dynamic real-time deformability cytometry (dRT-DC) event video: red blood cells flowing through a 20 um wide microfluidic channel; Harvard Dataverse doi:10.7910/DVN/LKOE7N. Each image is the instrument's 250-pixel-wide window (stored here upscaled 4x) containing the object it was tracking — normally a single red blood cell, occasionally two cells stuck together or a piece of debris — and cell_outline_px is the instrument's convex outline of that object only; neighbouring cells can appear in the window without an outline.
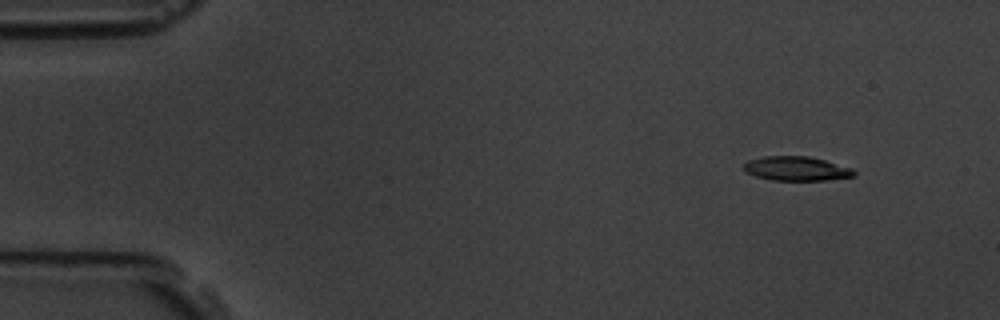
{"species": "common noctule bat (a hibernating species)", "species_latin": "Nyctalus noctula", "temperature_condition": "room temperature", "stored_images_in_passage": 4, "camera_frame_rate_fps": 3000, "um_per_image_px": 0.085, "animal": {"sex": "male", "body_mass_g": 19.5, "forearm_length_mm": 54.6}, "frame": {"image": 1, "passage_image": 1, "time_ms": 0.0, "image_size_px": [1000, 320], "cell_outline_px": [[856, 176], [824, 180], [772, 180], [756, 176], [744, 172], [744, 164], [748, 160], [764, 156], [808, 156], [824, 160], [852, 168], [856, 172]], "centroid_in_image_um": [67.69, 14.33], "position_along_channel_um": 17.3, "area_um2": 15.55}}
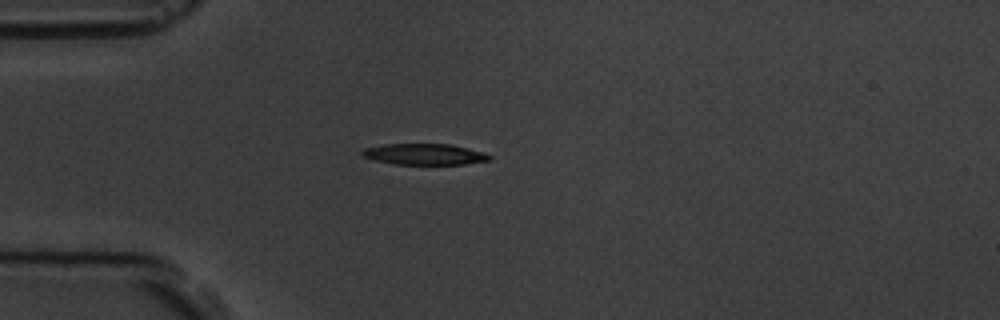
{"frame": {"image": 2, "passage_image": 4, "time_ms": 3.333, "image_size_px": [1000, 320], "cell_outline_px": [[492, 160], [464, 164], [396, 164], [376, 160], [364, 156], [360, 152], [364, 148], [384, 144], [452, 144], [484, 152], [492, 156]], "centroid_in_image_um": [36.13, 13.1], "position_along_channel_um": 48.9, "area_um2": 15.61}}